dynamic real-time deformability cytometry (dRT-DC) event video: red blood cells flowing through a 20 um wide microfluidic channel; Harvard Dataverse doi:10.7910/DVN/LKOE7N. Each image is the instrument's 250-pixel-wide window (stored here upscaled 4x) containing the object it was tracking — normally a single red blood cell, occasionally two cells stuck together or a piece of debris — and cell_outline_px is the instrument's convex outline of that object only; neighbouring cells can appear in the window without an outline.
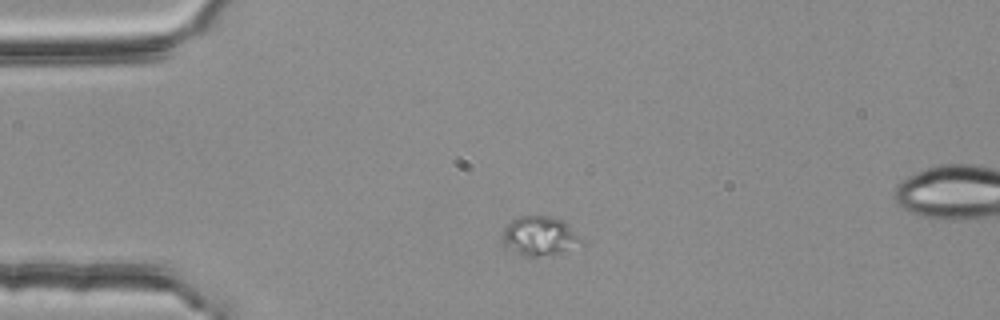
{"species": "common noctule bat (a hibernating species)", "species_latin": "Nyctalus noctula", "temperature_condition": "room temperature", "stored_images_in_passage": 36, "camera_frame_rate_fps": 3000, "um_per_image_px": 0.085, "animal": {"sex": "female", "body_mass_g": 25.1}, "frame": {"image": 1, "passage_image": 1, "time_ms": 0.0, "image_size_px": [1000, 320], "cell_outline_px": [[584, 244], [560, 252], [536, 256], [520, 256], [500, 244], [500, 236], [504, 228], [516, 216], [548, 216], [560, 220], [584, 240]], "centroid_in_image_um": [45.77, 20.08], "position_along_channel_um": 39.2, "area_um2": 18.09}}